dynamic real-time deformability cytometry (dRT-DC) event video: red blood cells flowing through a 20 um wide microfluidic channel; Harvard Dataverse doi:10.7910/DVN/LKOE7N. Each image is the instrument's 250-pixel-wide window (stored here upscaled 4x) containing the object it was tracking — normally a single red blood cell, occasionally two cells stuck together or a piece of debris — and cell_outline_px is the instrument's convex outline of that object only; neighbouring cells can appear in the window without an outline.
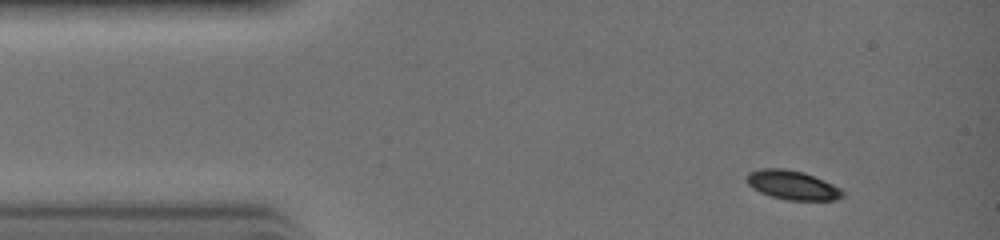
{"species": "common noctule bat (a hibernating species)", "species_latin": "Nyctalus noctula", "temperature_condition": "warm", "stored_images_in_passage": 28, "camera_frame_rate_fps": 3000, "um_per_image_px": 0.085, "animal": {"sex": "female", "body_mass_g": 19.0, "forearm_length_mm": 51.5}, "frame": {"image": 1, "passage_image": 1, "time_ms": 0.0, "image_size_px": [1000, 240], "cell_outline_px": [[844, 196], [836, 200], [788, 200], [768, 196], [752, 188], [748, 184], [748, 172], [760, 168], [784, 168], [804, 172], [824, 180], [840, 188], [844, 192]], "centroid_in_image_um": [67.36, 15.73], "position_along_channel_um": 17.6, "area_um2": 16.36}}
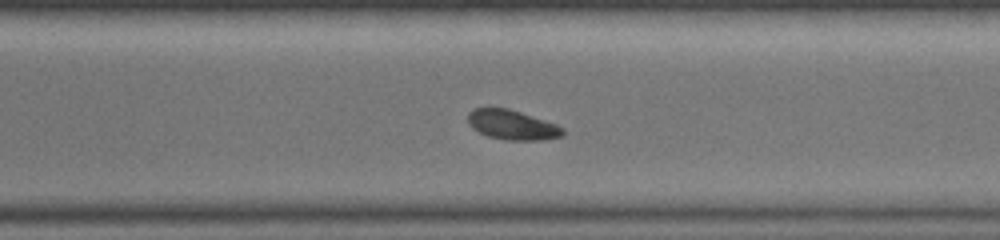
{"frame": {"image": 2, "passage_image": 20, "time_ms": 6.333, "image_size_px": [1000, 240], "cell_outline_px": [[564, 136], [540, 140], [508, 140], [488, 136], [472, 128], [468, 124], [468, 112], [472, 108], [508, 108], [556, 124], [564, 128]], "centroid_in_image_um": [43.53, 10.61], "position_along_channel_um": 327.1, "area_um2": 16.36}}
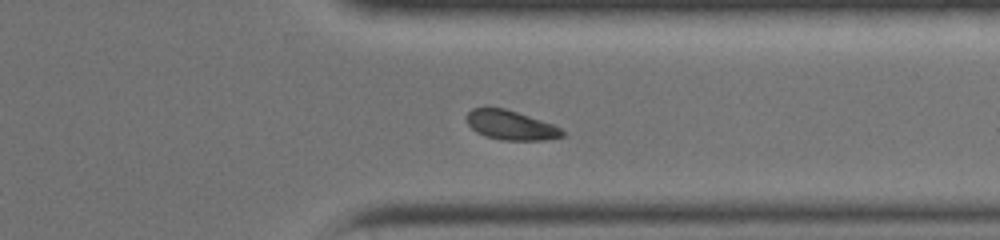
{"frame": {"image": 3, "passage_image": 22, "time_ms": 7.0, "image_size_px": [1000, 240], "cell_outline_px": [[564, 136], [544, 140], [500, 140], [484, 136], [476, 132], [468, 124], [468, 112], [472, 108], [484, 104], [488, 104], [504, 108], [552, 124], [560, 128], [564, 132]], "centroid_in_image_um": [43.34, 10.61], "position_along_channel_um": 368.1, "area_um2": 16.65}}